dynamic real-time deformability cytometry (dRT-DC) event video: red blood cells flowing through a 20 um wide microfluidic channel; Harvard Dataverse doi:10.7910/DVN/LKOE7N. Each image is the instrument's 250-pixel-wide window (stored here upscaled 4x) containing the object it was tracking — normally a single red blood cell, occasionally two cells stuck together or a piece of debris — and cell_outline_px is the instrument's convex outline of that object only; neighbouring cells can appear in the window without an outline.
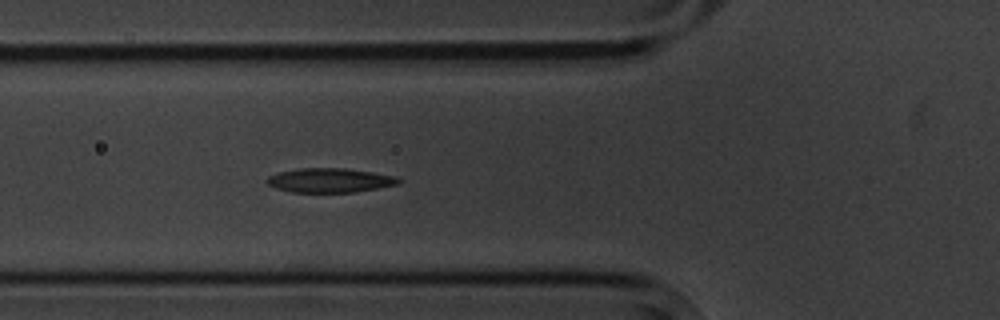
{"species": "common noctule bat (a hibernating species)", "species_latin": "Nyctalus noctula", "temperature_condition": "cold", "stored_images_in_passage": 5, "camera_frame_rate_fps": 3000, "um_per_image_px": 0.085, "animal": {"sex": "male", "body_mass_g": 20.1, "forearm_length_mm": 53.5}, "frame": {"image": 1, "passage_image": 5, "time_ms": 4.667, "image_size_px": [1000, 320], "cell_outline_px": [[400, 180], [396, 184], [376, 188], [352, 192], [292, 192], [276, 188], [268, 184], [264, 180], [268, 176], [280, 172], [300, 168], [344, 168], [372, 172], [396, 176]], "centroid_in_image_um": [27.98, 15.32], "position_along_channel_um": 97.8, "area_um2": 18.38}}